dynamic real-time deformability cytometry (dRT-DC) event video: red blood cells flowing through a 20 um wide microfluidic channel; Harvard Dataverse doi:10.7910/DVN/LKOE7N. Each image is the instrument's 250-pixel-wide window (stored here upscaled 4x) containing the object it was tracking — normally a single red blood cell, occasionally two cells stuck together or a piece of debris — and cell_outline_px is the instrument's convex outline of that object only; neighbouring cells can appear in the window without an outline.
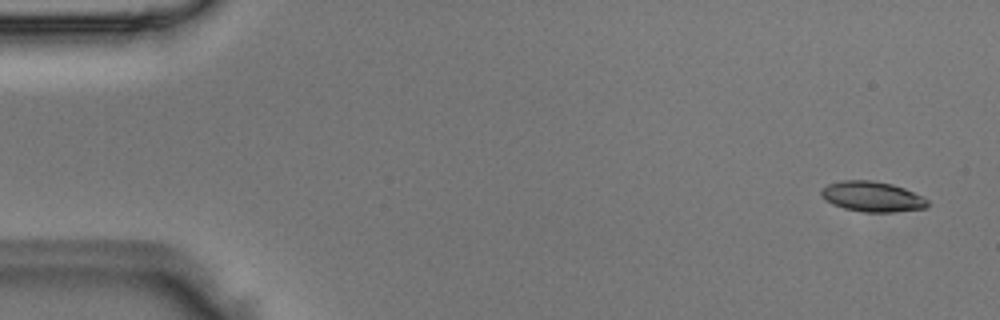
{"species": "Egyptian fruit bat (a non-hibernating species)", "species_latin": "Rousettus aegyptiacus", "temperature_condition": "room temperature", "stored_images_in_passage": 4, "camera_frame_rate_fps": 3000, "um_per_image_px": 0.085, "animal": {"sex": "male"}, "frame": {"image": 1, "passage_image": 1, "time_ms": 0.0, "image_size_px": [1000, 320], "cell_outline_px": [[928, 208], [896, 212], [864, 212], [844, 208], [832, 204], [820, 196], [820, 192], [828, 184], [840, 180], [872, 180], [892, 184], [904, 188], [924, 196], [928, 200]], "centroid_in_image_um": [74.17, 16.71], "position_along_channel_um": 10.8, "area_um2": 18.96}}